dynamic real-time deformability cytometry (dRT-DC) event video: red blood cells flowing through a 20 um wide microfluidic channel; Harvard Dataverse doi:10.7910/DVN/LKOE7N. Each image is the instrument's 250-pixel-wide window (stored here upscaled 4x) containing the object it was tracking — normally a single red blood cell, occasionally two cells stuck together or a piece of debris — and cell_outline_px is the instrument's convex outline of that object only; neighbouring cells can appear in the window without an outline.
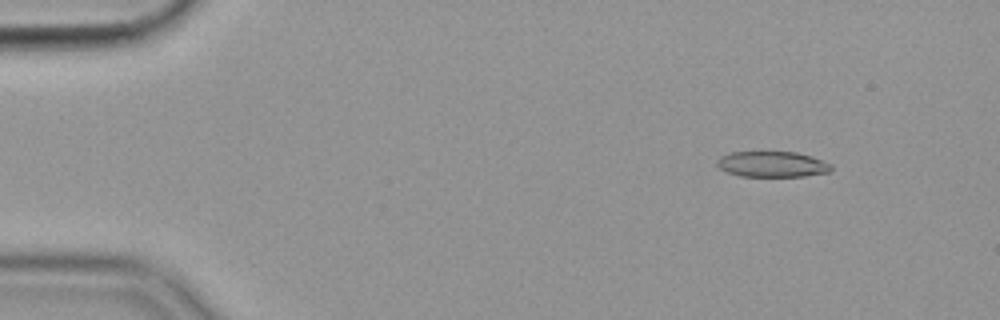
{"species": "common noctule bat (a hibernating species)", "species_latin": "Nyctalus noctula", "temperature_condition": "cold", "stored_images_in_passage": 56, "camera_frame_rate_fps": 3000, "um_per_image_px": 0.085, "animal": {"sex": "female", "body_mass_g": 19.9}, "frame": {"image": 1, "passage_image": 6, "time_ms": 1.667, "image_size_px": [1000, 320], "cell_outline_px": [[832, 172], [804, 176], [740, 176], [728, 172], [720, 168], [716, 164], [716, 160], [720, 156], [728, 152], [796, 152], [832, 164]], "centroid_in_image_um": [65.62, 13.96], "position_along_channel_um": 19.4, "area_um2": 17.05}}
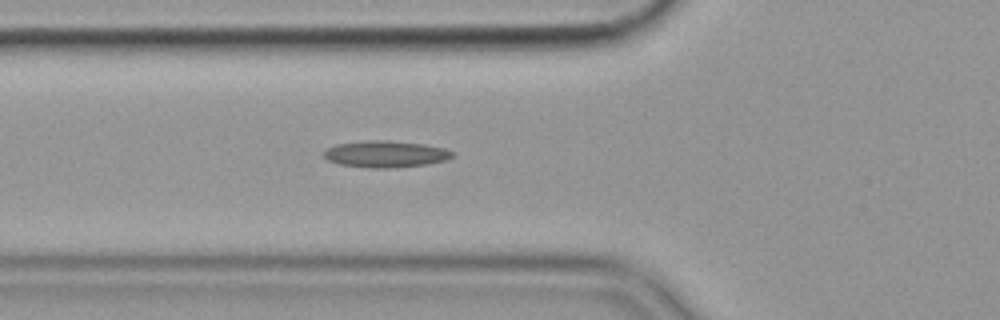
{"frame": {"image": 2, "passage_image": 20, "time_ms": 6.333, "image_size_px": [1000, 320], "cell_outline_px": [[456, 156], [444, 160], [428, 164], [388, 168], [372, 168], [340, 164], [328, 160], [324, 156], [324, 148], [336, 144], [368, 140], [388, 140], [424, 144], [444, 148], [452, 152]], "centroid_in_image_um": [32.76, 13.08], "position_along_channel_um": 93.0, "area_um2": 19.94}}
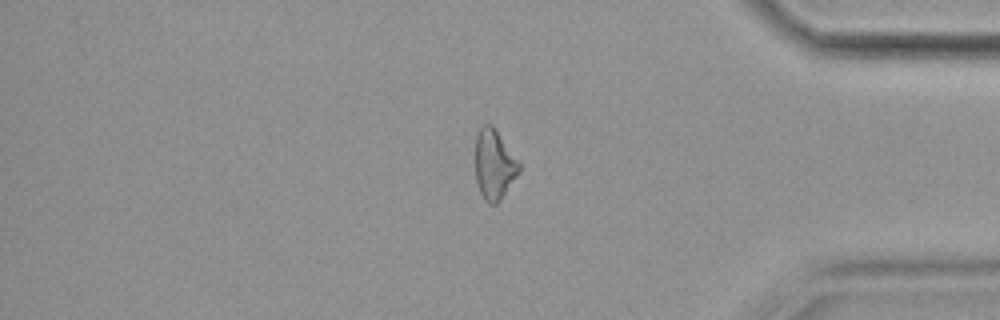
{"frame": {"image": 3, "passage_image": 47, "time_ms": 15.333, "image_size_px": [1000, 320], "cell_outline_px": [[520, 172], [500, 200], [496, 204], [488, 204], [484, 200], [480, 192], [476, 180], [476, 136], [480, 128], [484, 124], [492, 124], [520, 164]], "centroid_in_image_um": [42.0, 14.01], "position_along_channel_um": 393.2, "area_um2": 17.63}}